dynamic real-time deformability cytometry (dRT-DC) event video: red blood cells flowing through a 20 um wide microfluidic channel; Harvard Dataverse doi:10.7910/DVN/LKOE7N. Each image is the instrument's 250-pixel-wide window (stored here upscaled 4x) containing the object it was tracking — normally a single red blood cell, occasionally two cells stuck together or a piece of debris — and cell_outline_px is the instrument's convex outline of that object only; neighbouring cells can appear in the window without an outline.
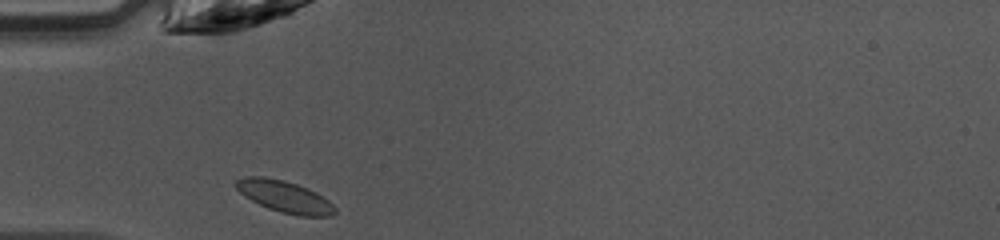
{"species": "common noctule bat (a hibernating species)", "species_latin": "Nyctalus noctula", "temperature_condition": "warm", "stored_images_in_passage": 27, "camera_frame_rate_fps": 3000, "um_per_image_px": 0.085, "animal": {"sex": "female", "body_mass_g": 10.0, "forearm_length_mm": 53.1}, "frame": {"image": 1, "passage_image": 1, "time_ms": 0.0, "image_size_px": [1000, 240], "cell_outline_px": [[336, 212], [332, 216], [300, 216], [280, 212], [268, 208], [244, 196], [236, 188], [236, 180], [244, 176], [264, 176], [284, 180], [308, 188], [316, 192], [328, 200], [336, 208]], "centroid_in_image_um": [24.2, 16.71], "position_along_channel_um": 60.8, "area_um2": 18.26}}
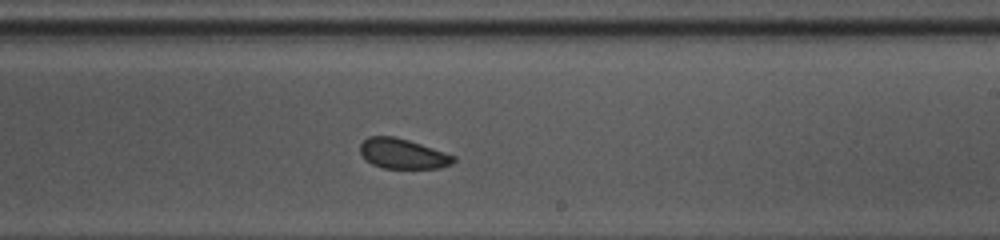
{"frame": {"image": 2, "passage_image": 15, "time_ms": 4.667, "image_size_px": [1000, 240], "cell_outline_px": [[456, 160], [452, 164], [440, 168], [384, 168], [372, 164], [360, 152], [360, 144], [368, 136], [392, 136], [408, 140], [456, 156]], "centroid_in_image_um": [34.25, 13.07], "position_along_channel_um": 254.8, "area_um2": 16.18}}
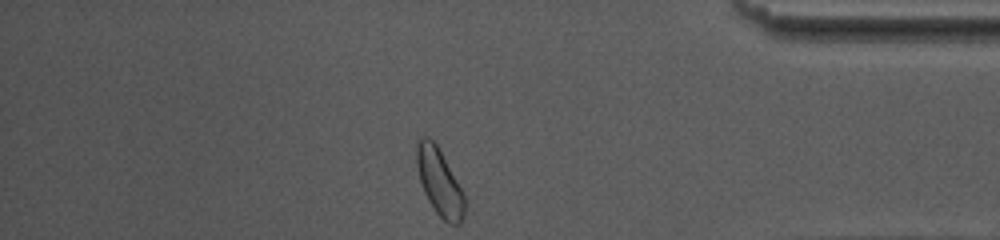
{"frame": {"image": 3, "passage_image": 27, "time_ms": 8.667, "image_size_px": [1000, 240], "cell_outline_px": [[464, 216], [460, 224], [448, 224], [436, 212], [428, 200], [424, 192], [416, 168], [416, 144], [420, 136], [428, 136], [440, 148], [464, 192]], "centroid_in_image_um": [37.35, 15.44], "position_along_channel_um": 397.9, "area_um2": 18.96}, "authors_computed_cell_mechanics": {"area_um2": 17.1666, "velocity_mm_per_s": 4.2103, "shape_relaxation_time_tau1_ms": 2.0082, "shape_relaxation_time_tau2_ms": 3.7554, "deformation_change_tau1": 0.0473, "deformation_change_tau2": 0.0666}}